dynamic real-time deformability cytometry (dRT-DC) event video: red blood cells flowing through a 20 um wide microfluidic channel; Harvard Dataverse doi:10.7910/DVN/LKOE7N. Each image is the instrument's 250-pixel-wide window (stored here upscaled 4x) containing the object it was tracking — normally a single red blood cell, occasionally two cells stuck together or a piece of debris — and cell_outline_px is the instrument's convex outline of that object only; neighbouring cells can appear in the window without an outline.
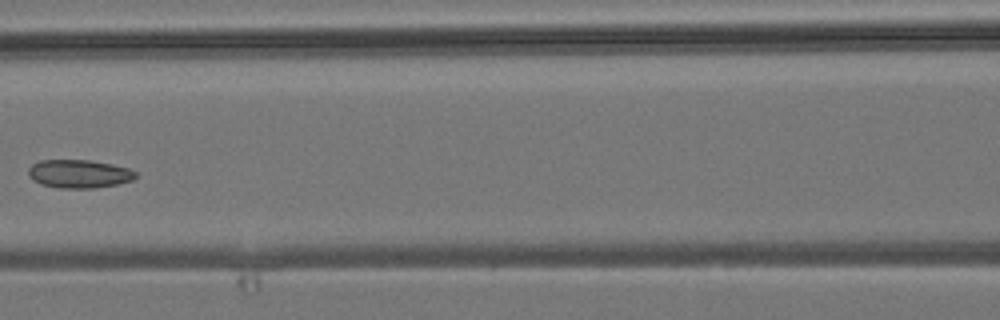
{"species": "common noctule bat (a hibernating species)", "species_latin": "Nyctalus noctula", "temperature_condition": "room temperature", "stored_images_in_passage": 6, "camera_frame_rate_fps": 3000, "um_per_image_px": 0.085, "animal": {"sex": "male", "body_mass_g": 19.2, "forearm_length_mm": 51.8}, "frame": {"image": 1, "passage_image": 6, "time_ms": 6.0, "image_size_px": [1000, 320], "cell_outline_px": [[136, 176], [132, 180], [116, 184], [96, 188], [60, 188], [40, 184], [32, 180], [28, 176], [28, 168], [32, 164], [40, 160], [88, 160], [112, 164], [128, 168], [136, 172]], "centroid_in_image_um": [6.68, 14.77], "position_along_channel_um": 159.9, "area_um2": 17.74}}